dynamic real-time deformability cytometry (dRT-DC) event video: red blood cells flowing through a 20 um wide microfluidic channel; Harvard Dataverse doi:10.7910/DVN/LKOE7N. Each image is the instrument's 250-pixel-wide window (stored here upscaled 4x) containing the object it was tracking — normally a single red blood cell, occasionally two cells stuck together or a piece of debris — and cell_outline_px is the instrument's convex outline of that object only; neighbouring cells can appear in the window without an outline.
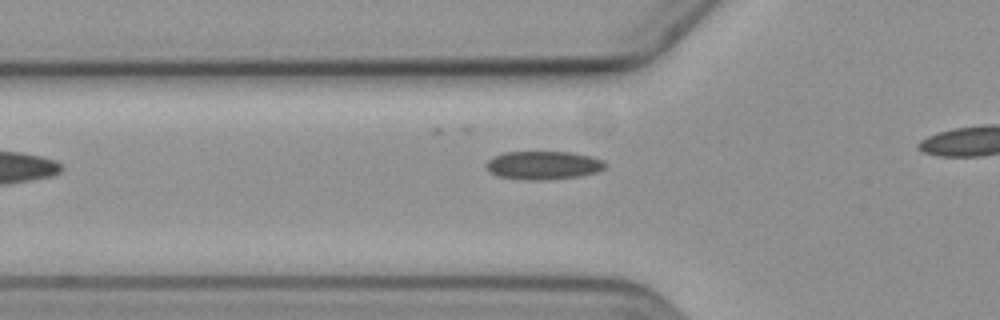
{"species": "common noctule bat (a hibernating species)", "species_latin": "Nyctalus noctula", "temperature_condition": "cold", "stored_images_in_passage": 5, "camera_frame_rate_fps": 3000, "um_per_image_px": 0.085, "animal": {"sex": "female", "body_mass_g": 19.3, "forearm_length_mm": 54.1}, "frame": {"image": 1, "passage_image": 4, "time_ms": 3.667, "image_size_px": [1000, 320], "cell_outline_px": [[608, 164], [604, 168], [596, 172], [580, 176], [540, 180], [524, 180], [500, 176], [492, 172], [488, 168], [488, 160], [504, 152], [572, 152], [592, 156], [604, 160]], "centroid_in_image_um": [46.26, 14.04], "position_along_channel_um": 79.5, "area_um2": 19.48}}